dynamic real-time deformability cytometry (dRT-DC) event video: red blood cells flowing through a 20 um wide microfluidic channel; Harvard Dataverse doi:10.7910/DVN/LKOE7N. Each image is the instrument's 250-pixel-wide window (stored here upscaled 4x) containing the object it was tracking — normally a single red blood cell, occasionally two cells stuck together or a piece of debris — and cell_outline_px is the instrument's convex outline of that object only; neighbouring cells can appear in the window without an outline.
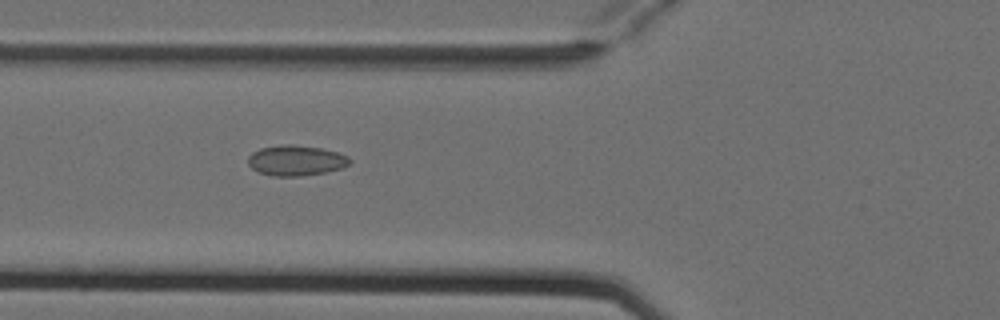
{"species": "Egyptian fruit bat (a non-hibernating species)", "species_latin": "Rousettus aegyptiacus", "temperature_condition": "cold", "stored_images_in_passage": 7, "camera_frame_rate_fps": 3000, "um_per_image_px": 0.085, "animal": {"sex": "female"}, "frame": {"image": 1, "passage_image": 6, "time_ms": 1.667, "image_size_px": [1000, 320], "cell_outline_px": [[352, 160], [348, 164], [340, 168], [324, 172], [300, 176], [272, 176], [256, 172], [248, 164], [248, 156], [252, 152], [260, 148], [280, 144], [292, 144], [320, 148], [336, 152], [348, 156]], "centroid_in_image_um": [25.1, 13.63], "position_along_channel_um": 100.7, "area_um2": 18.03}}
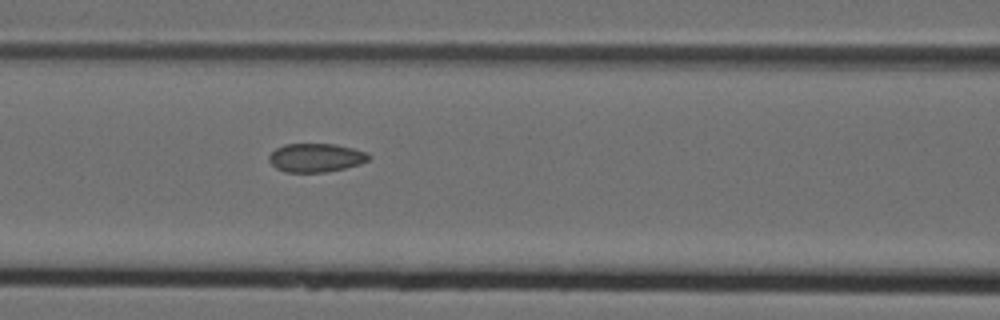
{"frame": {"image": 2, "passage_image": 7, "time_ms": 2.0, "image_size_px": [1000, 320], "cell_outline_px": [[372, 156], [368, 160], [360, 164], [344, 168], [324, 172], [284, 172], [276, 168], [268, 160], [268, 156], [276, 148], [284, 144], [336, 144], [368, 152]], "centroid_in_image_um": [26.85, 13.4], "position_along_channel_um": 139.7, "area_um2": 16.7}}